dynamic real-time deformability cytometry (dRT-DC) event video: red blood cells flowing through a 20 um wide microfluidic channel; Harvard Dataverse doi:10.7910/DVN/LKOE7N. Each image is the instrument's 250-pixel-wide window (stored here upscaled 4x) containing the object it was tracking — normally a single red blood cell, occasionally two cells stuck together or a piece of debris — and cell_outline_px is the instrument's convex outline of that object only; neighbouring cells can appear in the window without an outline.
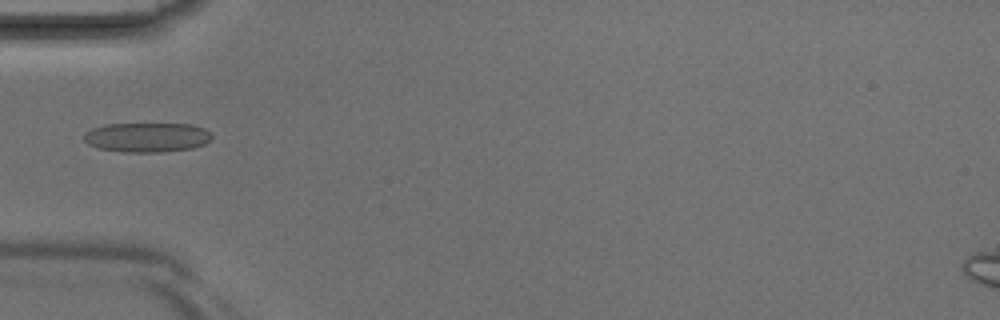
{"species": "Egyptian fruit bat (a non-hibernating species)", "species_latin": "Rousettus aegyptiacus", "temperature_condition": "room temperature", "stored_images_in_passage": 4, "camera_frame_rate_fps": 3000, "um_per_image_px": 0.085, "animal": {"sex": "male"}, "frame": {"image": 1, "passage_image": 4, "time_ms": 1.0, "image_size_px": [1000, 320], "cell_outline_px": [[212, 140], [204, 144], [192, 148], [160, 152], [124, 152], [100, 148], [88, 144], [84, 140], [84, 132], [92, 128], [104, 124], [192, 124], [204, 128], [212, 136]], "centroid_in_image_um": [12.49, 11.67], "position_along_channel_um": 72.5, "area_um2": 22.02}}